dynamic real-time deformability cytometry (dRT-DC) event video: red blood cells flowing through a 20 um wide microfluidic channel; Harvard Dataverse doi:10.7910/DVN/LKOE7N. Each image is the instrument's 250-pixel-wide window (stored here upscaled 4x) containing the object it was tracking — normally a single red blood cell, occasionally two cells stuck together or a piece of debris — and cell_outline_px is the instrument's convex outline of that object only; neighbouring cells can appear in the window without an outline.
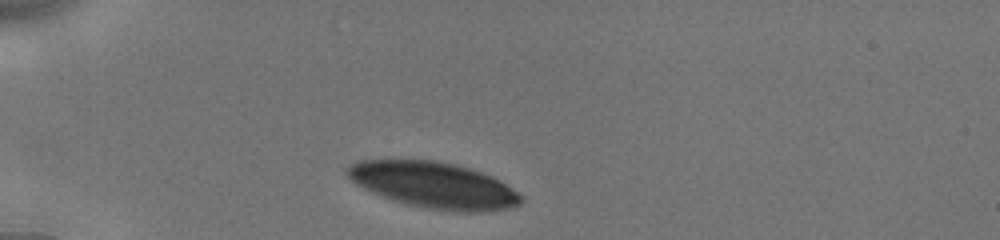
{"species": "human", "species_latin": "Homo sapiens", "temperature_condition": "cold", "stored_images_in_passage": 12, "camera_frame_rate_fps": 3000, "um_per_image_px": 0.085, "donor": {"sex": "male"}, "frame": {"image": 1, "passage_image": 1, "time_ms": 0.0, "image_size_px": [1000, 240], "cell_outline_px": [[524, 200], [520, 204], [508, 208], [488, 212], [452, 212], [428, 208], [408, 204], [392, 200], [380, 196], [356, 184], [344, 172], [344, 168], [348, 164], [356, 160], [432, 160], [452, 164], [468, 168], [492, 176], [512, 188], [524, 196]], "centroid_in_image_um": [36.86, 15.74], "position_along_channel_um": 48.1, "area_um2": 46.88}}
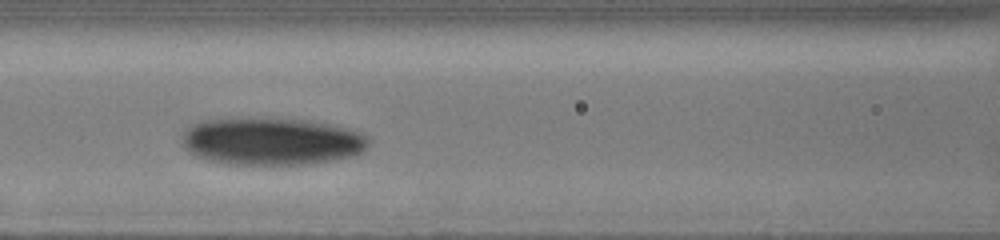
{"frame": {"image": 2, "passage_image": 9, "time_ms": 3.333, "image_size_px": [1000, 240], "cell_outline_px": [[368, 144], [360, 152], [352, 156], [308, 164], [224, 164], [208, 160], [196, 156], [188, 152], [184, 148], [184, 128], [192, 124], [204, 120], [300, 120], [324, 124], [356, 132], [364, 136], [368, 140]], "centroid_in_image_um": [22.99, 12.06], "position_along_channel_um": 143.6, "area_um2": 49.94}}
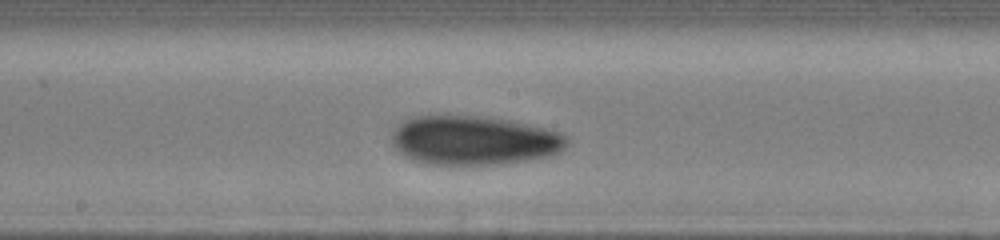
{"frame": {"image": 3, "passage_image": 12, "time_ms": 5.0, "image_size_px": [1000, 240], "cell_outline_px": [[568, 144], [560, 152], [548, 156], [500, 164], [424, 164], [412, 160], [404, 156], [392, 144], [392, 132], [404, 120], [412, 116], [480, 116], [512, 120], [560, 132], [568, 136]], "centroid_in_image_um": [40.28, 11.93], "position_along_channel_um": 207.9, "area_um2": 50.17}}